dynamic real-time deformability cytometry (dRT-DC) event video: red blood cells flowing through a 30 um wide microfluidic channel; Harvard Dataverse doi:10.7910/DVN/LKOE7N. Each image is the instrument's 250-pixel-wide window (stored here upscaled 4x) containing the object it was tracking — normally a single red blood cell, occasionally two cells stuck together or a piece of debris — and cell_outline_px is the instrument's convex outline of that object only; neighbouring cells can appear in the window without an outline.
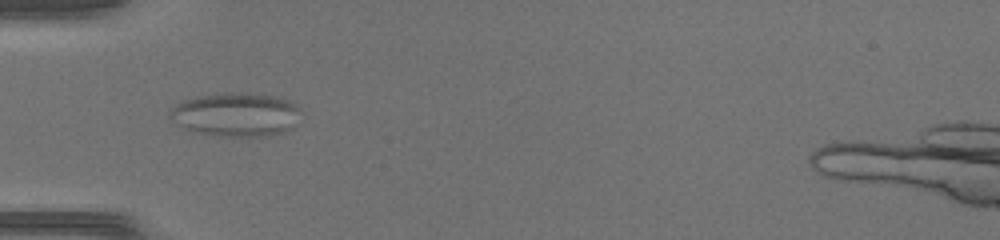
{"species": "common noctule bat (a hibernating species)", "species_latin": "Nyctalus noctula", "temperature_condition": "warm", "stored_images_in_passage": 32, "camera_frame_rate_fps": 3000, "um_per_image_px": 0.085, "animal": {"sex": "female", "body_mass_g": 17.0, "forearm_length_mm": 48.0}, "frame": {"image": 1, "passage_image": 1, "time_ms": 0.0, "image_size_px": [1000, 240], "cell_outline_px": [[304, 112], [300, 124], [284, 132], [268, 136], [220, 136], [192, 132], [184, 128], [172, 120], [168, 116], [168, 112], [176, 104], [184, 100], [196, 96], [224, 92], [248, 92], [280, 96], [296, 104]], "centroid_in_image_um": [20.14, 9.72], "position_along_channel_um": 64.9, "area_um2": 34.51}}
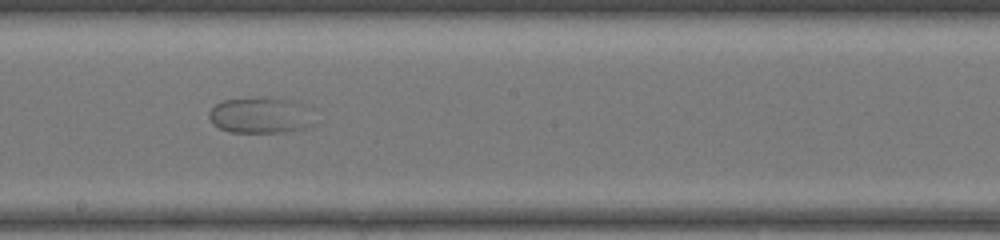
{"frame": {"image": 2, "passage_image": 12, "time_ms": 3.667, "image_size_px": [1000, 240], "cell_outline_px": [[316, 124], [304, 128], [284, 132], [228, 132], [212, 124], [208, 116], [208, 112], [216, 104], [224, 100], [256, 96], [264, 96], [292, 100], [304, 104]], "centroid_in_image_um": [22.12, 9.78], "position_along_channel_um": 226.1, "area_um2": 22.48}}
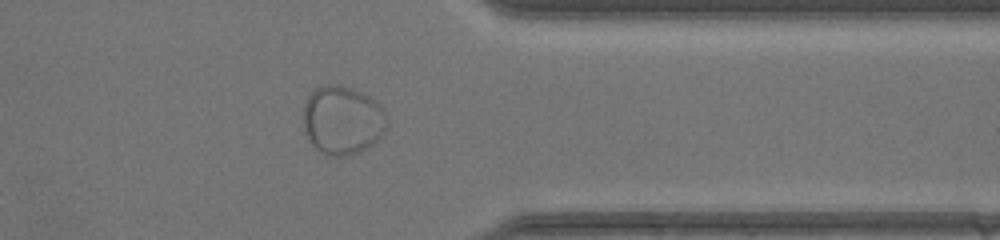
{"frame": {"image": 3, "passage_image": 23, "time_ms": 7.333, "image_size_px": [1000, 240], "cell_outline_px": [[388, 124], [384, 132], [372, 144], [360, 152], [344, 156], [328, 156], [316, 148], [308, 140], [304, 128], [304, 104], [308, 96], [320, 84], [336, 84], [360, 92], [368, 96], [380, 104], [384, 112]], "centroid_in_image_um": [29.09, 10.22], "position_along_channel_um": 382.3, "area_um2": 33.41}}